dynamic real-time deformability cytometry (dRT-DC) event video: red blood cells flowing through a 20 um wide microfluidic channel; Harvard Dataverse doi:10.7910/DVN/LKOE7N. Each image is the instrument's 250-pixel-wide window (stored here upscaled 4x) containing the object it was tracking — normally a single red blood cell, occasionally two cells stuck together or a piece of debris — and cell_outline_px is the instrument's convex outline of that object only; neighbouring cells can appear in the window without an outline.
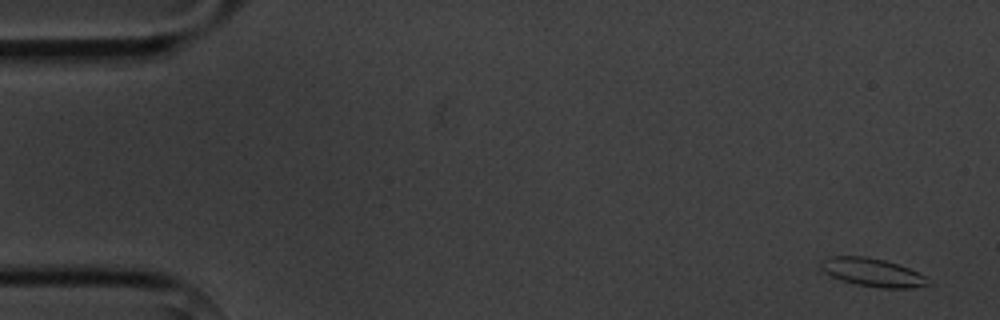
{"species": "common noctule bat (a hibernating species)", "species_latin": "Nyctalus noctula", "temperature_condition": "cold", "stored_images_in_passage": 5, "segment_of_instrument_passage": [1, 2], "camera_frame_rate_fps": 3000, "um_per_image_px": 0.085, "animal": {"sex": "male", "body_mass_g": 20.1, "forearm_length_mm": 53.5}, "frame": {"image": 1, "passage_image": 1, "time_ms": 0.0, "image_size_px": [1000, 320], "cell_outline_px": [[932, 284], [912, 288], [880, 288], [856, 284], [840, 280], [824, 272], [820, 268], [820, 260], [828, 256], [868, 256], [884, 260], [908, 268], [924, 276]], "centroid_in_image_um": [74.11, 23.15], "position_along_channel_um": 10.9, "area_um2": 17.69}}
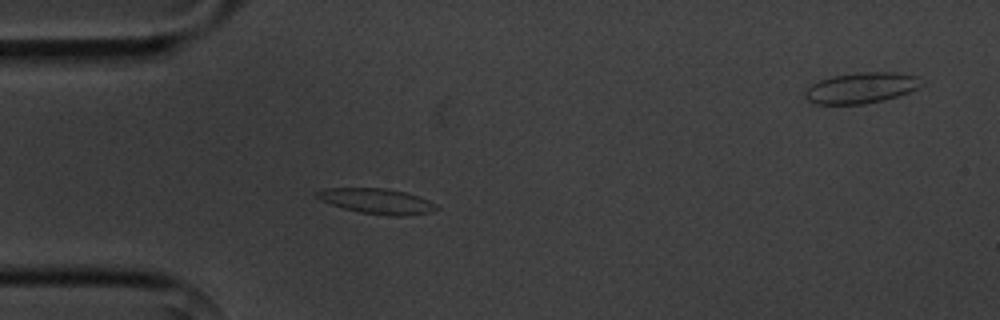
{"frame": {"image": 2, "passage_image": 4, "time_ms": 4.333, "image_size_px": [1000, 320], "cell_outline_px": [[440, 208], [432, 212], [404, 216], [388, 216], [360, 212], [344, 208], [320, 200], [316, 196], [316, 192], [324, 188], [384, 188], [404, 192], [420, 196], [436, 204]], "centroid_in_image_um": [32.08, 17.1], "position_along_channel_um": 52.9, "area_um2": 17.63}}